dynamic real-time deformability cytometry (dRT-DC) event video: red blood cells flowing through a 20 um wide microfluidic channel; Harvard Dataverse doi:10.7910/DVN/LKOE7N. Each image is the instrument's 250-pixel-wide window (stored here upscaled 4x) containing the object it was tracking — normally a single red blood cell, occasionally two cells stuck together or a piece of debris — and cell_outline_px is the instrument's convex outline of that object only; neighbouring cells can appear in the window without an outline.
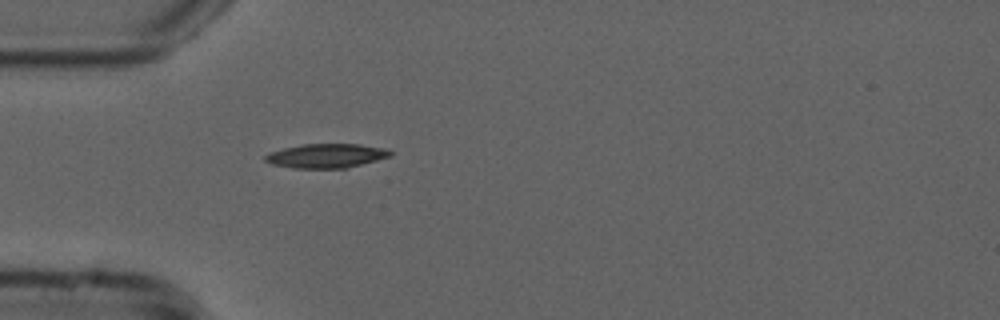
{"species": "common noctule bat (a hibernating species)", "species_latin": "Nyctalus noctula", "temperature_condition": "cold", "stored_images_in_passage": 39, "camera_frame_rate_fps": 3000, "um_per_image_px": 0.085, "animal": {"sex": "male", "forearm_length_mm": 52.5}, "frame": {"image": 1, "passage_image": 1, "time_ms": 0.0, "image_size_px": [1000, 320], "cell_outline_px": [[392, 156], [344, 168], [292, 168], [272, 164], [264, 160], [264, 156], [272, 152], [284, 148], [304, 144], [360, 144], [384, 148], [392, 152]], "centroid_in_image_um": [27.73, 13.24], "position_along_channel_um": 57.3, "area_um2": 17.4}}
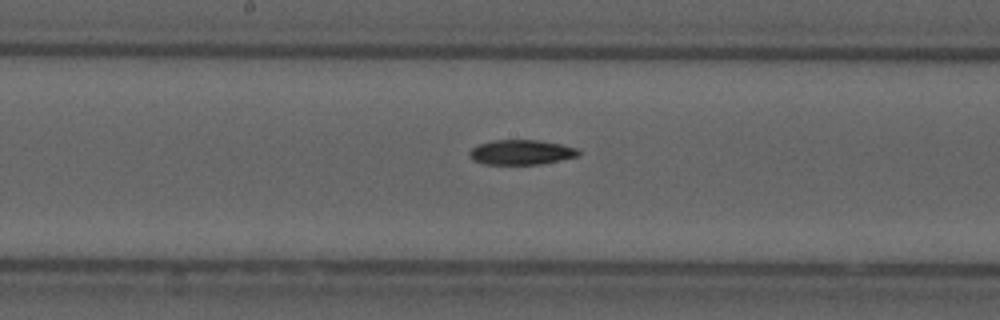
{"frame": {"image": 2, "passage_image": 13, "time_ms": 4.0, "image_size_px": [1000, 320], "cell_outline_px": [[580, 156], [544, 164], [484, 164], [472, 160], [468, 156], [468, 152], [472, 148], [480, 144], [492, 140], [536, 140], [560, 144], [576, 148], [580, 152]], "centroid_in_image_um": [44.3, 12.95], "position_along_channel_um": 203.9, "area_um2": 15.9}}
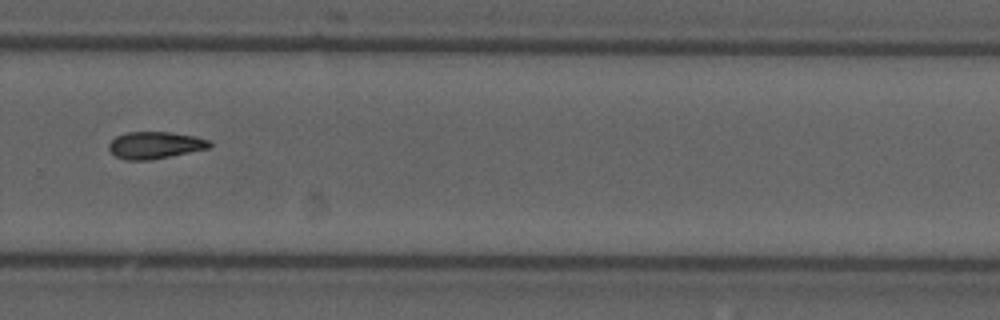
{"frame": {"image": 3, "passage_image": 22, "time_ms": 7.0, "image_size_px": [1000, 320], "cell_outline_px": [[212, 148], [152, 160], [124, 160], [116, 156], [108, 148], [108, 144], [116, 136], [128, 132], [172, 132], [196, 136], [208, 140], [212, 144]], "centroid_in_image_um": [13.21, 12.34], "position_along_channel_um": 316.6, "area_um2": 16.07}}